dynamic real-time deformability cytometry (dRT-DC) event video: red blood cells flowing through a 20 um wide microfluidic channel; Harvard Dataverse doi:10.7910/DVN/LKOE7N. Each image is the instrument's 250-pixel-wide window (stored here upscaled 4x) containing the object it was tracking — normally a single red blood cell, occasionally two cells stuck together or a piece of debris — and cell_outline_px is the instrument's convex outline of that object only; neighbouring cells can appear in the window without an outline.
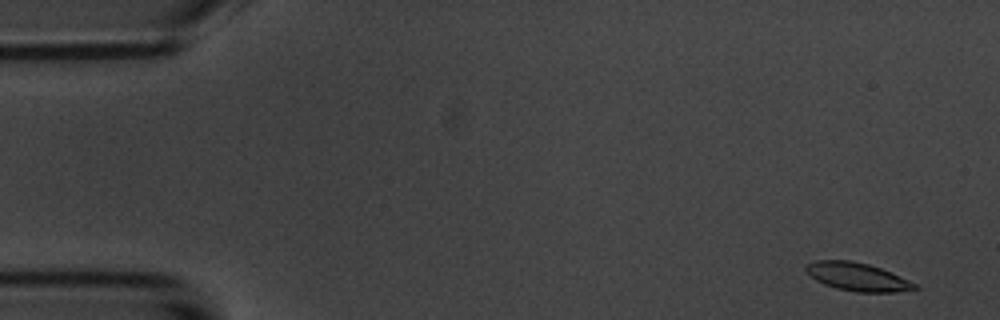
{"species": "common noctule bat (a hibernating species)", "species_latin": "Nyctalus noctula", "temperature_condition": "room temperature", "stored_images_in_passage": 4, "camera_frame_rate_fps": 3000, "um_per_image_px": 0.085, "animal": {"sex": "male", "body_mass_g": 20.1, "forearm_length_mm": 53.5}, "frame": {"image": 1, "passage_image": 1, "time_ms": 0.0, "image_size_px": [1000, 320], "cell_outline_px": [[920, 288], [896, 292], [856, 292], [836, 288], [824, 284], [816, 280], [804, 268], [804, 264], [816, 260], [852, 260], [868, 264], [880, 268], [908, 280], [916, 284]], "centroid_in_image_um": [72.85, 23.52], "position_along_channel_um": 12.1, "area_um2": 17.74}}
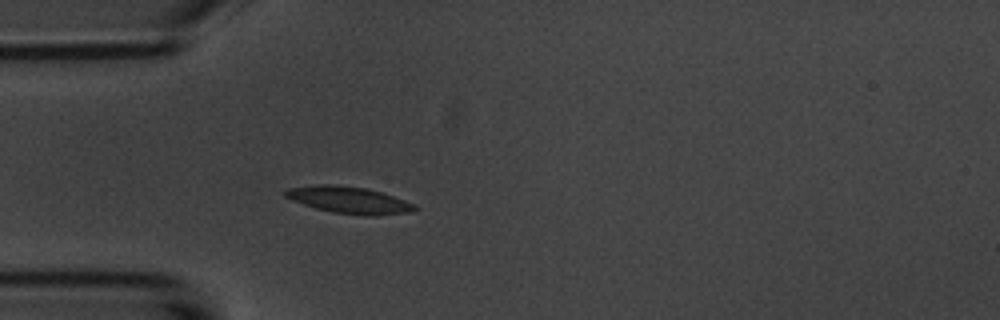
{"frame": {"image": 2, "passage_image": 4, "time_ms": 4.333, "image_size_px": [1000, 320], "cell_outline_px": [[420, 208], [412, 212], [368, 216], [332, 212], [316, 208], [292, 200], [284, 196], [284, 192], [288, 188], [320, 184], [336, 184], [364, 188], [380, 192], [416, 204]], "centroid_in_image_um": [29.68, 17.0], "position_along_channel_um": 55.3, "area_um2": 20.11}}